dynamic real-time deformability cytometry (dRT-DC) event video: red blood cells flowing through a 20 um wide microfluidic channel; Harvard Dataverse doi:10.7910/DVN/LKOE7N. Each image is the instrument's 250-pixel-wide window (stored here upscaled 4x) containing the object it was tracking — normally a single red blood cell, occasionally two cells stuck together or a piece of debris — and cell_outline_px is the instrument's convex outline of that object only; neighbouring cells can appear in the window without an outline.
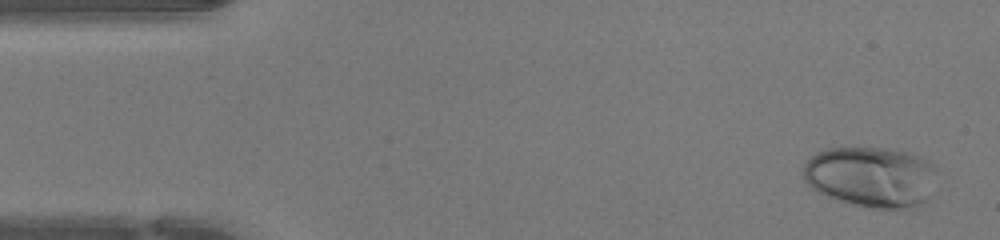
{"species": "human", "species_latin": "Homo sapiens", "temperature_condition": "warm", "stored_images_in_passage": 46, "camera_frame_rate_fps": 3000, "um_per_image_px": 0.085, "donor": {"sex": "female"}, "frame": {"image": 1, "passage_image": 2, "time_ms": 0.333, "image_size_px": [1000, 240], "cell_outline_px": [[932, 168], [924, 200], [916, 204], [900, 208], [872, 208], [856, 204], [828, 196], [812, 188], [804, 180], [804, 164], [816, 152], [828, 148], [892, 148], [928, 160], [932, 164]], "centroid_in_image_um": [73.91, 14.99], "position_along_channel_um": 11.1, "area_um2": 45.43}}
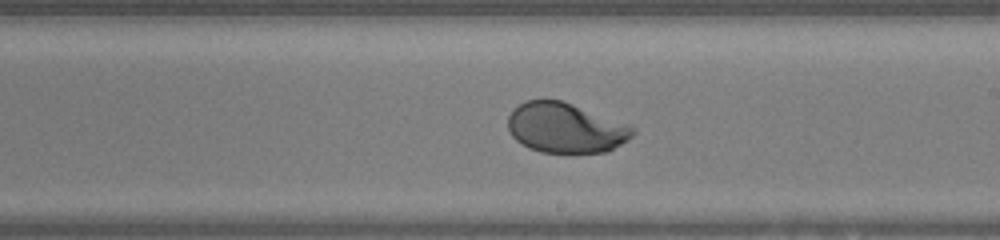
{"frame": {"image": 2, "passage_image": 26, "time_ms": 8.333, "image_size_px": [1000, 240], "cell_outline_px": [[636, 132], [628, 140], [608, 152], [540, 152], [528, 148], [516, 140], [512, 136], [508, 128], [508, 116], [512, 108], [528, 100], [560, 100], [572, 104], [628, 124], [636, 128]], "centroid_in_image_um": [48.07, 10.88], "position_along_channel_um": 240.9, "area_um2": 36.3}}
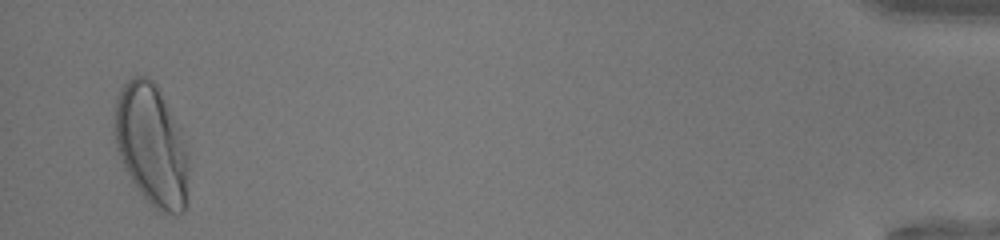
{"frame": {"image": 3, "passage_image": 45, "time_ms": 14.667, "image_size_px": [1000, 240], "cell_outline_px": [[188, 204], [184, 212], [160, 212], [140, 192], [132, 180], [116, 148], [112, 132], [112, 124], [116, 96], [120, 88], [128, 80], [136, 76], [148, 76], [156, 84], [180, 124], [188, 156]], "centroid_in_image_um": [12.88, 12.28], "position_along_channel_um": 422.3, "area_um2": 53.18}, "authors_computed_cell_mechanics": {"area_um2": 38.5237, "velocity_mm_per_s": 4.3087, "shape_relaxation_time_tau1_ms": 3.205, "shape_relaxation_time_tau2_ms": null, "deformation_change_tau1": 0.1698, "deformation_change_tau2": null}}